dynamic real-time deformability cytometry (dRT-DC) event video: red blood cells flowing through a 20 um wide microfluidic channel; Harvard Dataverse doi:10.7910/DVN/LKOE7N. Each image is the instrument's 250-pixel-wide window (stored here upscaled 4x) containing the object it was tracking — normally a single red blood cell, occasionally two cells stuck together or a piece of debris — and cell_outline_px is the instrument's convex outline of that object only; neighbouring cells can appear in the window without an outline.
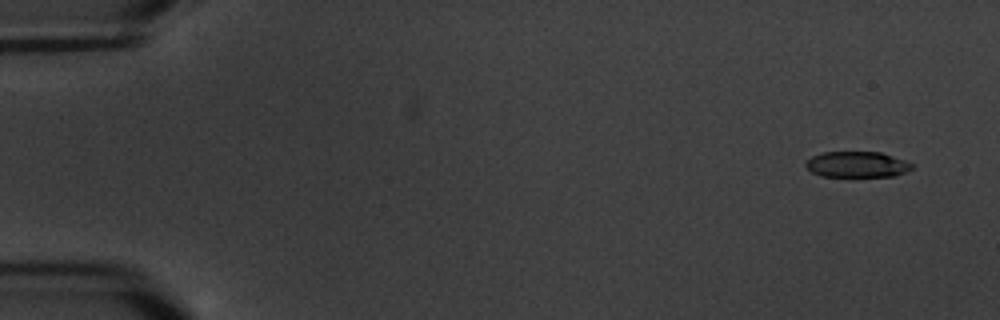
{"species": "common noctule bat (a hibernating species)", "species_latin": "Nyctalus noctula", "temperature_condition": "warm", "stored_images_in_passage": 5, "camera_frame_rate_fps": 3000, "um_per_image_px": 0.085, "animal": {"sex": "male", "body_mass_g": 20.1, "forearm_length_mm": 53.5}, "frame": {"image": 1, "passage_image": 1, "time_ms": 0.0, "image_size_px": [1000, 320], "cell_outline_px": [[912, 168], [904, 172], [892, 176], [848, 180], [820, 176], [812, 172], [804, 164], [812, 156], [824, 152], [880, 152], [904, 160], [912, 164]], "centroid_in_image_um": [72.8, 14.04], "position_along_channel_um": 12.2, "area_um2": 16.76}}
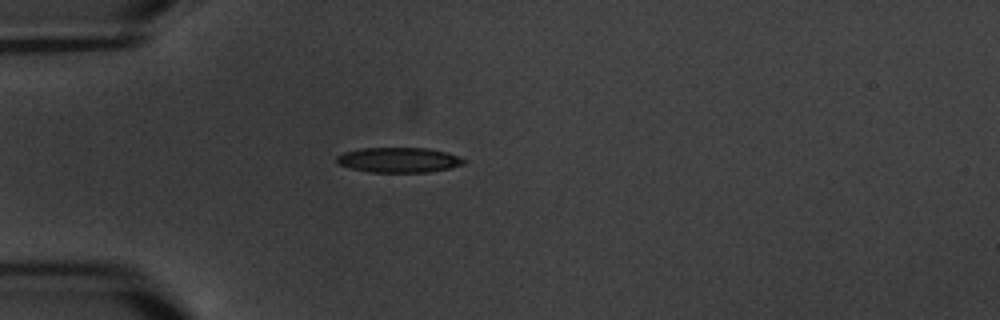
{"frame": {"image": 2, "passage_image": 5, "time_ms": 4.667, "image_size_px": [1000, 320], "cell_outline_px": [[464, 164], [448, 168], [428, 172], [368, 172], [336, 164], [336, 156], [344, 152], [360, 148], [428, 148], [448, 152], [464, 160]], "centroid_in_image_um": [33.84, 13.59], "position_along_channel_um": 51.2, "area_um2": 18.5}}